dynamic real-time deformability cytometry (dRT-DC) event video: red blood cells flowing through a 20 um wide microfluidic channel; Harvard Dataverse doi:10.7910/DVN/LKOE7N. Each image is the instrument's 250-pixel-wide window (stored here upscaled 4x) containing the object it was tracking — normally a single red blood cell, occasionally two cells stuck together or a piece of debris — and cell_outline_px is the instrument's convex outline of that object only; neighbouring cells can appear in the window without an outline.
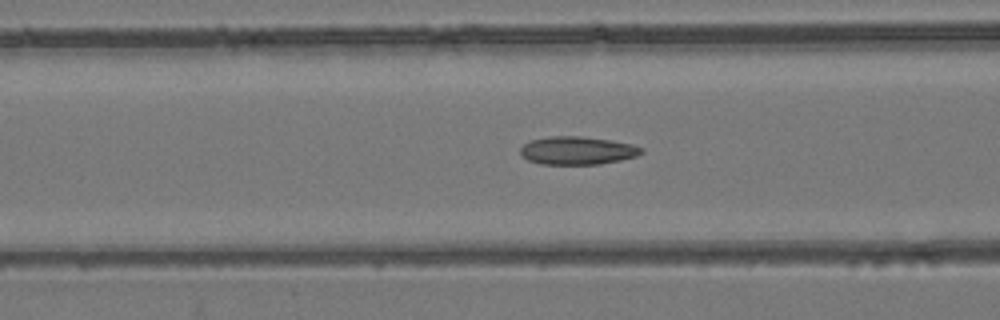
{"species": "common noctule bat (a hibernating species)", "species_latin": "Nyctalus noctula", "temperature_condition": "room temperature", "stored_images_in_passage": 54, "camera_frame_rate_fps": 3000, "um_per_image_px": 0.085, "animal": {"sex": "female", "body_mass_g": 24.6, "forearm_length_mm": 56.2}, "frame": {"image": 1, "passage_image": 22, "time_ms": 7.0, "image_size_px": [1000, 320], "cell_outline_px": [[644, 152], [636, 156], [620, 160], [600, 164], [540, 164], [528, 160], [520, 152], [520, 148], [524, 144], [532, 140], [552, 136], [580, 136], [612, 140], [632, 144], [644, 148]], "centroid_in_image_um": [49.11, 12.79], "position_along_channel_um": 117.5, "area_um2": 19.77}}
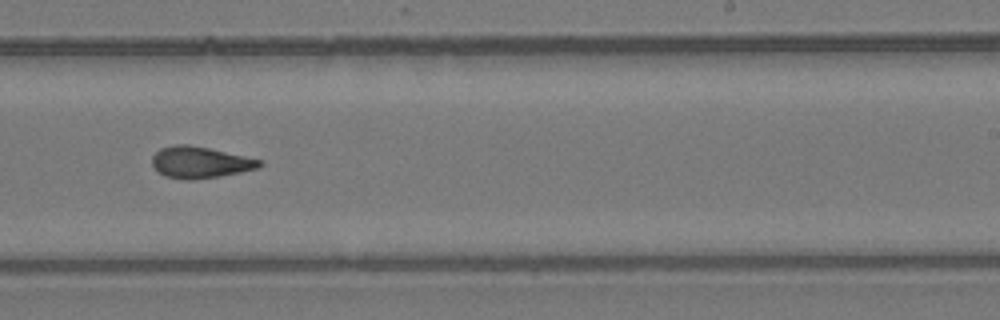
{"frame": {"image": 2, "passage_image": 34, "time_ms": 11.0, "image_size_px": [1000, 320], "cell_outline_px": [[264, 164], [256, 168], [240, 172], [192, 180], [188, 180], [168, 176], [160, 172], [152, 164], [152, 156], [160, 148], [176, 144], [188, 144], [208, 148], [244, 156], [260, 160]], "centroid_in_image_um": [16.99, 13.78], "position_along_channel_um": 272.0, "area_um2": 19.25}}
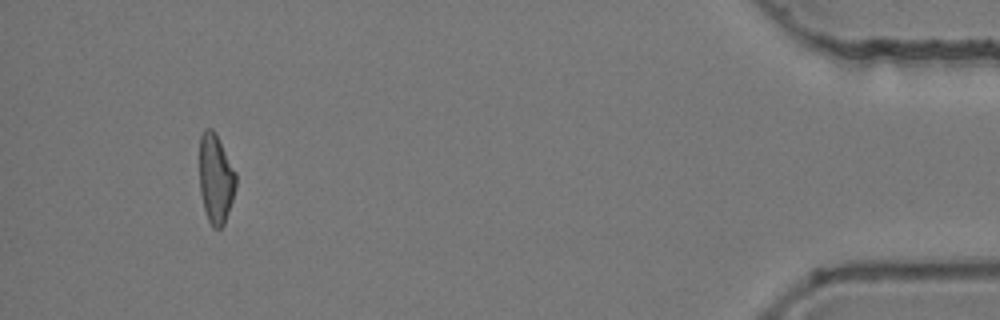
{"frame": {"image": 3, "passage_image": 51, "time_ms": 16.667, "image_size_px": [1000, 320], "cell_outline_px": [[236, 188], [224, 224], [220, 228], [212, 228], [208, 220], [204, 208], [200, 192], [200, 136], [204, 128], [212, 128], [216, 132], [236, 172]], "centroid_in_image_um": [18.34, 15.16], "position_along_channel_um": 416.9, "area_um2": 19.07}, "authors_computed_cell_mechanics": {"area_um2": 19.6809, "velocity_mm_per_s": 3.8749, "shape_relaxation_time_tau1_ms": null, "shape_relaxation_time_tau2_ms": 3.2431, "deformation_change_tau1": null, "deformation_change_tau2": 0.112}}